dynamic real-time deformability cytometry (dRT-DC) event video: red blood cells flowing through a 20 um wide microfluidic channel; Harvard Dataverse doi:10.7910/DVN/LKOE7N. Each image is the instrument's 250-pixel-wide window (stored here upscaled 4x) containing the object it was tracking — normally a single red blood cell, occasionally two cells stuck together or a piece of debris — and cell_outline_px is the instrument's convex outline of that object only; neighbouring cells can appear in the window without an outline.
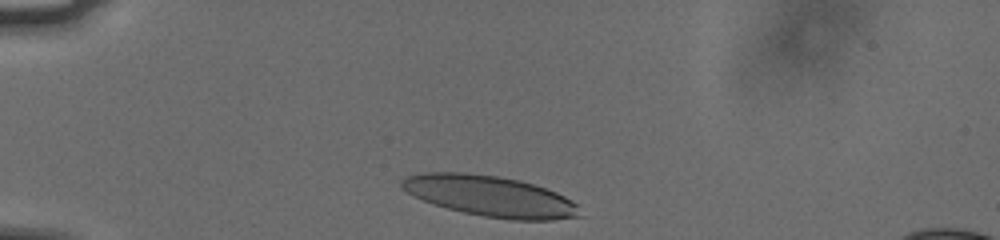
{"species": "human", "species_latin": "Homo sapiens", "temperature_condition": "cold", "stored_images_in_passage": 34, "camera_frame_rate_fps": 3000, "um_per_image_px": 0.085, "donor": {"sex": "male"}, "frame": {"image": 1, "passage_image": 2, "time_ms": 0.333, "image_size_px": [1000, 240], "cell_outline_px": [[584, 216], [552, 220], [512, 220], [484, 216], [464, 212], [432, 204], [400, 188], [400, 180], [404, 176], [424, 172], [464, 172], [496, 176], [520, 180], [556, 192], [572, 200], [576, 204]], "centroid_in_image_um": [41.66, 16.67], "position_along_channel_um": 43.3, "area_um2": 42.31}}
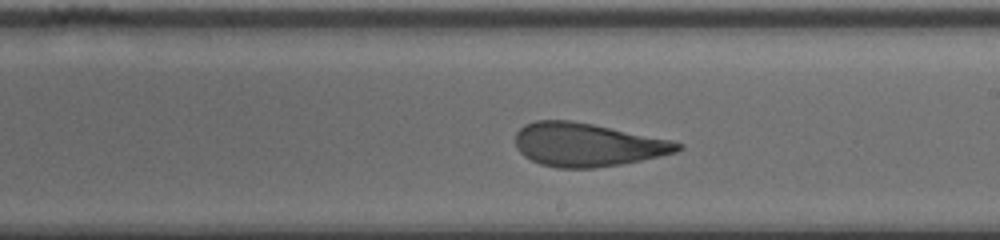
{"frame": {"image": 2, "passage_image": 21, "time_ms": 6.667, "image_size_px": [1000, 240], "cell_outline_px": [[684, 148], [676, 152], [640, 160], [620, 164], [596, 168], [560, 168], [540, 164], [524, 156], [516, 148], [516, 132], [524, 124], [536, 120], [568, 120], [592, 124], [672, 140], [684, 144]], "centroid_in_image_um": [49.91, 12.3], "position_along_channel_um": 239.1, "area_um2": 40.92}}
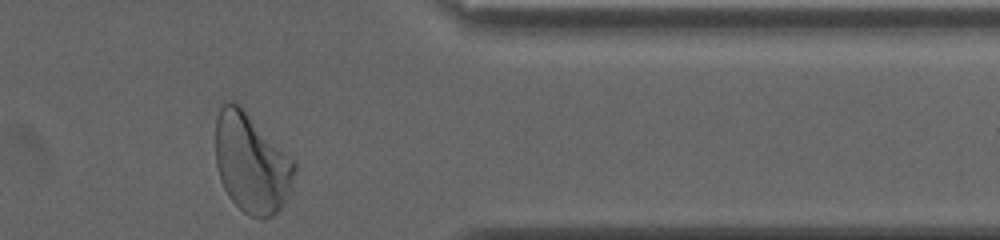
{"frame": {"image": 3, "passage_image": 34, "time_ms": 11.0, "image_size_px": [1000, 240], "cell_outline_px": [[296, 172], [292, 188], [284, 204], [272, 216], [248, 216], [228, 196], [220, 180], [216, 164], [216, 116], [224, 100], [232, 100], [240, 104], [296, 160]], "centroid_in_image_um": [21.39, 13.81], "position_along_channel_um": 390.0, "area_um2": 46.47}, "authors_computed_cell_mechanics": {"area_um2": 41.8183, "velocity_mm_per_s": 3.7561, "shape_relaxation_time_tau1_ms": 5.9438, "shape_relaxation_time_tau2_ms": 1.318, "deformation_change_tau1": 0.2019, "deformation_change_tau2": 0.0998}}